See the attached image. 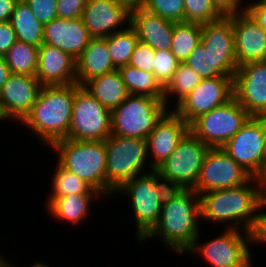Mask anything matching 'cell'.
<instances>
[{"label":"cell","mask_w":266,"mask_h":267,"mask_svg":"<svg viewBox=\"0 0 266 267\" xmlns=\"http://www.w3.org/2000/svg\"><path fill=\"white\" fill-rule=\"evenodd\" d=\"M199 219V194L194 189L170 188L157 224L139 243L159 236L174 252L187 253L199 239Z\"/></svg>","instance_id":"6da1fadb"},{"label":"cell","mask_w":266,"mask_h":267,"mask_svg":"<svg viewBox=\"0 0 266 267\" xmlns=\"http://www.w3.org/2000/svg\"><path fill=\"white\" fill-rule=\"evenodd\" d=\"M75 83L42 86L30 112L20 122L48 146L66 139L72 121Z\"/></svg>","instance_id":"7a4b0ae2"},{"label":"cell","mask_w":266,"mask_h":267,"mask_svg":"<svg viewBox=\"0 0 266 267\" xmlns=\"http://www.w3.org/2000/svg\"><path fill=\"white\" fill-rule=\"evenodd\" d=\"M251 178L245 184L199 194L201 219L216 223L229 221L230 227L252 232L256 225L259 199ZM232 225V226H231Z\"/></svg>","instance_id":"3957f363"},{"label":"cell","mask_w":266,"mask_h":267,"mask_svg":"<svg viewBox=\"0 0 266 267\" xmlns=\"http://www.w3.org/2000/svg\"><path fill=\"white\" fill-rule=\"evenodd\" d=\"M57 162L107 196L105 141L62 139L51 146Z\"/></svg>","instance_id":"277c9868"},{"label":"cell","mask_w":266,"mask_h":267,"mask_svg":"<svg viewBox=\"0 0 266 267\" xmlns=\"http://www.w3.org/2000/svg\"><path fill=\"white\" fill-rule=\"evenodd\" d=\"M170 187L160 177L157 170L137 175L125 182L117 194H127L135 216L137 242L139 243L157 224L162 204Z\"/></svg>","instance_id":"5b68a950"},{"label":"cell","mask_w":266,"mask_h":267,"mask_svg":"<svg viewBox=\"0 0 266 267\" xmlns=\"http://www.w3.org/2000/svg\"><path fill=\"white\" fill-rule=\"evenodd\" d=\"M105 150L108 197L131 178L147 173L143 172L148 157L146 139L111 134Z\"/></svg>","instance_id":"8992f818"},{"label":"cell","mask_w":266,"mask_h":267,"mask_svg":"<svg viewBox=\"0 0 266 267\" xmlns=\"http://www.w3.org/2000/svg\"><path fill=\"white\" fill-rule=\"evenodd\" d=\"M168 110L163 98L129 95L111 111V134L147 140Z\"/></svg>","instance_id":"52a82bcc"},{"label":"cell","mask_w":266,"mask_h":267,"mask_svg":"<svg viewBox=\"0 0 266 267\" xmlns=\"http://www.w3.org/2000/svg\"><path fill=\"white\" fill-rule=\"evenodd\" d=\"M209 149L188 131L156 170L170 188L193 189Z\"/></svg>","instance_id":"ba28073f"},{"label":"cell","mask_w":266,"mask_h":267,"mask_svg":"<svg viewBox=\"0 0 266 267\" xmlns=\"http://www.w3.org/2000/svg\"><path fill=\"white\" fill-rule=\"evenodd\" d=\"M111 135V111L75 83L72 121L67 139L105 141Z\"/></svg>","instance_id":"9c48e42d"},{"label":"cell","mask_w":266,"mask_h":267,"mask_svg":"<svg viewBox=\"0 0 266 267\" xmlns=\"http://www.w3.org/2000/svg\"><path fill=\"white\" fill-rule=\"evenodd\" d=\"M250 115L233 97L226 104L200 115L189 131L210 148L222 147L240 130Z\"/></svg>","instance_id":"30bf717a"},{"label":"cell","mask_w":266,"mask_h":267,"mask_svg":"<svg viewBox=\"0 0 266 267\" xmlns=\"http://www.w3.org/2000/svg\"><path fill=\"white\" fill-rule=\"evenodd\" d=\"M223 231L217 238H212L201 245L195 241L187 254L200 253L211 267H252L249 250V246L252 245L251 232L232 228Z\"/></svg>","instance_id":"8fae6325"},{"label":"cell","mask_w":266,"mask_h":267,"mask_svg":"<svg viewBox=\"0 0 266 267\" xmlns=\"http://www.w3.org/2000/svg\"><path fill=\"white\" fill-rule=\"evenodd\" d=\"M251 179L222 147L210 148L203 160L201 172L193 188L198 194L241 186Z\"/></svg>","instance_id":"7c38bea8"},{"label":"cell","mask_w":266,"mask_h":267,"mask_svg":"<svg viewBox=\"0 0 266 267\" xmlns=\"http://www.w3.org/2000/svg\"><path fill=\"white\" fill-rule=\"evenodd\" d=\"M234 77L201 79L173 110L190 125L200 115L226 104L234 97Z\"/></svg>","instance_id":"4fadbf2b"},{"label":"cell","mask_w":266,"mask_h":267,"mask_svg":"<svg viewBox=\"0 0 266 267\" xmlns=\"http://www.w3.org/2000/svg\"><path fill=\"white\" fill-rule=\"evenodd\" d=\"M265 117L250 116L222 148L251 176L264 163Z\"/></svg>","instance_id":"5bb4252c"},{"label":"cell","mask_w":266,"mask_h":267,"mask_svg":"<svg viewBox=\"0 0 266 267\" xmlns=\"http://www.w3.org/2000/svg\"><path fill=\"white\" fill-rule=\"evenodd\" d=\"M233 91L234 98L250 116L266 117V61L238 66Z\"/></svg>","instance_id":"9a60e30c"},{"label":"cell","mask_w":266,"mask_h":267,"mask_svg":"<svg viewBox=\"0 0 266 267\" xmlns=\"http://www.w3.org/2000/svg\"><path fill=\"white\" fill-rule=\"evenodd\" d=\"M189 131V125L174 111L168 110L157 122L147 138V150L153 159L149 170H156L175 150L179 141Z\"/></svg>","instance_id":"2e32d148"},{"label":"cell","mask_w":266,"mask_h":267,"mask_svg":"<svg viewBox=\"0 0 266 267\" xmlns=\"http://www.w3.org/2000/svg\"><path fill=\"white\" fill-rule=\"evenodd\" d=\"M228 17L232 20L237 65L266 61V31L246 11Z\"/></svg>","instance_id":"e0dca14e"},{"label":"cell","mask_w":266,"mask_h":267,"mask_svg":"<svg viewBox=\"0 0 266 267\" xmlns=\"http://www.w3.org/2000/svg\"><path fill=\"white\" fill-rule=\"evenodd\" d=\"M82 19L92 38H106L130 24V11L114 0H87Z\"/></svg>","instance_id":"ac0fdd59"},{"label":"cell","mask_w":266,"mask_h":267,"mask_svg":"<svg viewBox=\"0 0 266 267\" xmlns=\"http://www.w3.org/2000/svg\"><path fill=\"white\" fill-rule=\"evenodd\" d=\"M91 39L82 18H56L44 24L43 43L64 51L75 60L86 49Z\"/></svg>","instance_id":"d6986e66"},{"label":"cell","mask_w":266,"mask_h":267,"mask_svg":"<svg viewBox=\"0 0 266 267\" xmlns=\"http://www.w3.org/2000/svg\"><path fill=\"white\" fill-rule=\"evenodd\" d=\"M41 87L36 76L11 74L0 91L6 115L21 122L37 100Z\"/></svg>","instance_id":"ffe728a7"},{"label":"cell","mask_w":266,"mask_h":267,"mask_svg":"<svg viewBox=\"0 0 266 267\" xmlns=\"http://www.w3.org/2000/svg\"><path fill=\"white\" fill-rule=\"evenodd\" d=\"M36 78L42 86L76 83V60L64 51L43 43L39 47Z\"/></svg>","instance_id":"44dd1931"},{"label":"cell","mask_w":266,"mask_h":267,"mask_svg":"<svg viewBox=\"0 0 266 267\" xmlns=\"http://www.w3.org/2000/svg\"><path fill=\"white\" fill-rule=\"evenodd\" d=\"M175 23L144 8L130 11V25L135 29L139 41L154 50H170Z\"/></svg>","instance_id":"7402d4cb"},{"label":"cell","mask_w":266,"mask_h":267,"mask_svg":"<svg viewBox=\"0 0 266 267\" xmlns=\"http://www.w3.org/2000/svg\"><path fill=\"white\" fill-rule=\"evenodd\" d=\"M116 70L107 48L106 38H92L76 60V83L83 85L89 79Z\"/></svg>","instance_id":"603a6c76"},{"label":"cell","mask_w":266,"mask_h":267,"mask_svg":"<svg viewBox=\"0 0 266 267\" xmlns=\"http://www.w3.org/2000/svg\"><path fill=\"white\" fill-rule=\"evenodd\" d=\"M201 43L214 57L236 59L232 20L222 17L217 21L202 24Z\"/></svg>","instance_id":"cb8c5ba5"},{"label":"cell","mask_w":266,"mask_h":267,"mask_svg":"<svg viewBox=\"0 0 266 267\" xmlns=\"http://www.w3.org/2000/svg\"><path fill=\"white\" fill-rule=\"evenodd\" d=\"M82 86L110 111L119 106L129 96L118 69L95 76Z\"/></svg>","instance_id":"d4e9b609"},{"label":"cell","mask_w":266,"mask_h":267,"mask_svg":"<svg viewBox=\"0 0 266 267\" xmlns=\"http://www.w3.org/2000/svg\"><path fill=\"white\" fill-rule=\"evenodd\" d=\"M101 196V193H81L56 197L47 203V209L54 219L79 224L89 215L93 200Z\"/></svg>","instance_id":"484cf974"},{"label":"cell","mask_w":266,"mask_h":267,"mask_svg":"<svg viewBox=\"0 0 266 267\" xmlns=\"http://www.w3.org/2000/svg\"><path fill=\"white\" fill-rule=\"evenodd\" d=\"M202 79L217 77H234L238 68L236 59L214 57L206 51L202 43L198 44L184 62Z\"/></svg>","instance_id":"4316f807"},{"label":"cell","mask_w":266,"mask_h":267,"mask_svg":"<svg viewBox=\"0 0 266 267\" xmlns=\"http://www.w3.org/2000/svg\"><path fill=\"white\" fill-rule=\"evenodd\" d=\"M9 22L18 41L40 47L43 44L44 25L33 15L24 0H18Z\"/></svg>","instance_id":"83f0119b"},{"label":"cell","mask_w":266,"mask_h":267,"mask_svg":"<svg viewBox=\"0 0 266 267\" xmlns=\"http://www.w3.org/2000/svg\"><path fill=\"white\" fill-rule=\"evenodd\" d=\"M129 95L164 97V88L150 72L137 69L129 64L119 69Z\"/></svg>","instance_id":"f1b7e54d"},{"label":"cell","mask_w":266,"mask_h":267,"mask_svg":"<svg viewBox=\"0 0 266 267\" xmlns=\"http://www.w3.org/2000/svg\"><path fill=\"white\" fill-rule=\"evenodd\" d=\"M202 24L191 22H176L174 26L171 53L184 63L193 49L201 43Z\"/></svg>","instance_id":"f546056e"},{"label":"cell","mask_w":266,"mask_h":267,"mask_svg":"<svg viewBox=\"0 0 266 267\" xmlns=\"http://www.w3.org/2000/svg\"><path fill=\"white\" fill-rule=\"evenodd\" d=\"M39 47L16 41L4 55L12 74L36 76Z\"/></svg>","instance_id":"4dcf8cb0"},{"label":"cell","mask_w":266,"mask_h":267,"mask_svg":"<svg viewBox=\"0 0 266 267\" xmlns=\"http://www.w3.org/2000/svg\"><path fill=\"white\" fill-rule=\"evenodd\" d=\"M138 41L137 33L130 24L107 37V48L116 69L129 64Z\"/></svg>","instance_id":"1f68e13d"},{"label":"cell","mask_w":266,"mask_h":267,"mask_svg":"<svg viewBox=\"0 0 266 267\" xmlns=\"http://www.w3.org/2000/svg\"><path fill=\"white\" fill-rule=\"evenodd\" d=\"M201 77L185 63H180L171 80L164 87L163 102L169 107V99L176 95V105L184 99L198 84ZM174 95V96H173Z\"/></svg>","instance_id":"d6a6232c"},{"label":"cell","mask_w":266,"mask_h":267,"mask_svg":"<svg viewBox=\"0 0 266 267\" xmlns=\"http://www.w3.org/2000/svg\"><path fill=\"white\" fill-rule=\"evenodd\" d=\"M52 179V194L48 197V203L56 198L71 194L100 193L85 180L76 174L64 169L58 162Z\"/></svg>","instance_id":"836d02e7"},{"label":"cell","mask_w":266,"mask_h":267,"mask_svg":"<svg viewBox=\"0 0 266 267\" xmlns=\"http://www.w3.org/2000/svg\"><path fill=\"white\" fill-rule=\"evenodd\" d=\"M184 22L206 24L223 16L216 10L212 0H183Z\"/></svg>","instance_id":"e575fe53"},{"label":"cell","mask_w":266,"mask_h":267,"mask_svg":"<svg viewBox=\"0 0 266 267\" xmlns=\"http://www.w3.org/2000/svg\"><path fill=\"white\" fill-rule=\"evenodd\" d=\"M143 8L149 13L173 22H184L183 0H146Z\"/></svg>","instance_id":"d590c367"},{"label":"cell","mask_w":266,"mask_h":267,"mask_svg":"<svg viewBox=\"0 0 266 267\" xmlns=\"http://www.w3.org/2000/svg\"><path fill=\"white\" fill-rule=\"evenodd\" d=\"M153 74L157 81L164 88L171 80L180 62L170 50H155Z\"/></svg>","instance_id":"8d00e7d4"},{"label":"cell","mask_w":266,"mask_h":267,"mask_svg":"<svg viewBox=\"0 0 266 267\" xmlns=\"http://www.w3.org/2000/svg\"><path fill=\"white\" fill-rule=\"evenodd\" d=\"M155 50L140 41L135 46L129 65L145 72L153 73Z\"/></svg>","instance_id":"74e56055"},{"label":"cell","mask_w":266,"mask_h":267,"mask_svg":"<svg viewBox=\"0 0 266 267\" xmlns=\"http://www.w3.org/2000/svg\"><path fill=\"white\" fill-rule=\"evenodd\" d=\"M43 25L57 18V0H24Z\"/></svg>","instance_id":"f35d334b"},{"label":"cell","mask_w":266,"mask_h":267,"mask_svg":"<svg viewBox=\"0 0 266 267\" xmlns=\"http://www.w3.org/2000/svg\"><path fill=\"white\" fill-rule=\"evenodd\" d=\"M87 0H57V18H82Z\"/></svg>","instance_id":"ab89813d"},{"label":"cell","mask_w":266,"mask_h":267,"mask_svg":"<svg viewBox=\"0 0 266 267\" xmlns=\"http://www.w3.org/2000/svg\"><path fill=\"white\" fill-rule=\"evenodd\" d=\"M16 41V33L10 22H0V56H4Z\"/></svg>","instance_id":"60d3db41"},{"label":"cell","mask_w":266,"mask_h":267,"mask_svg":"<svg viewBox=\"0 0 266 267\" xmlns=\"http://www.w3.org/2000/svg\"><path fill=\"white\" fill-rule=\"evenodd\" d=\"M212 3L223 17L236 15L246 9V5L241 6L242 0H212Z\"/></svg>","instance_id":"b9f144b4"},{"label":"cell","mask_w":266,"mask_h":267,"mask_svg":"<svg viewBox=\"0 0 266 267\" xmlns=\"http://www.w3.org/2000/svg\"><path fill=\"white\" fill-rule=\"evenodd\" d=\"M253 184L255 183L260 207H266V162H264L258 170L251 176Z\"/></svg>","instance_id":"7bdbcfd3"},{"label":"cell","mask_w":266,"mask_h":267,"mask_svg":"<svg viewBox=\"0 0 266 267\" xmlns=\"http://www.w3.org/2000/svg\"><path fill=\"white\" fill-rule=\"evenodd\" d=\"M245 11L266 31V0L247 3Z\"/></svg>","instance_id":"ee69618b"},{"label":"cell","mask_w":266,"mask_h":267,"mask_svg":"<svg viewBox=\"0 0 266 267\" xmlns=\"http://www.w3.org/2000/svg\"><path fill=\"white\" fill-rule=\"evenodd\" d=\"M261 211H263L262 208H259L256 225L251 232L253 245L266 244V212Z\"/></svg>","instance_id":"f6af8a7d"},{"label":"cell","mask_w":266,"mask_h":267,"mask_svg":"<svg viewBox=\"0 0 266 267\" xmlns=\"http://www.w3.org/2000/svg\"><path fill=\"white\" fill-rule=\"evenodd\" d=\"M18 0H0V22L9 21Z\"/></svg>","instance_id":"bcb514c9"},{"label":"cell","mask_w":266,"mask_h":267,"mask_svg":"<svg viewBox=\"0 0 266 267\" xmlns=\"http://www.w3.org/2000/svg\"><path fill=\"white\" fill-rule=\"evenodd\" d=\"M11 74L12 73L5 60V57L0 56V91Z\"/></svg>","instance_id":"7dc6e473"},{"label":"cell","mask_w":266,"mask_h":267,"mask_svg":"<svg viewBox=\"0 0 266 267\" xmlns=\"http://www.w3.org/2000/svg\"><path fill=\"white\" fill-rule=\"evenodd\" d=\"M117 3L125 6L129 11L143 8L146 0H114Z\"/></svg>","instance_id":"c3c4849f"},{"label":"cell","mask_w":266,"mask_h":267,"mask_svg":"<svg viewBox=\"0 0 266 267\" xmlns=\"http://www.w3.org/2000/svg\"><path fill=\"white\" fill-rule=\"evenodd\" d=\"M3 256L0 255V267H15L12 263H9L6 259L2 258Z\"/></svg>","instance_id":"681fc988"},{"label":"cell","mask_w":266,"mask_h":267,"mask_svg":"<svg viewBox=\"0 0 266 267\" xmlns=\"http://www.w3.org/2000/svg\"><path fill=\"white\" fill-rule=\"evenodd\" d=\"M9 120L10 118L6 115L4 109H3V106H2V103L0 102V122L1 120Z\"/></svg>","instance_id":"f907efd6"},{"label":"cell","mask_w":266,"mask_h":267,"mask_svg":"<svg viewBox=\"0 0 266 267\" xmlns=\"http://www.w3.org/2000/svg\"><path fill=\"white\" fill-rule=\"evenodd\" d=\"M31 267H49V266H47V264H45V263H43V262H34V264L31 266Z\"/></svg>","instance_id":"816d5d0a"},{"label":"cell","mask_w":266,"mask_h":267,"mask_svg":"<svg viewBox=\"0 0 266 267\" xmlns=\"http://www.w3.org/2000/svg\"><path fill=\"white\" fill-rule=\"evenodd\" d=\"M264 162H266V117H265Z\"/></svg>","instance_id":"f5cc1de1"}]
</instances>
